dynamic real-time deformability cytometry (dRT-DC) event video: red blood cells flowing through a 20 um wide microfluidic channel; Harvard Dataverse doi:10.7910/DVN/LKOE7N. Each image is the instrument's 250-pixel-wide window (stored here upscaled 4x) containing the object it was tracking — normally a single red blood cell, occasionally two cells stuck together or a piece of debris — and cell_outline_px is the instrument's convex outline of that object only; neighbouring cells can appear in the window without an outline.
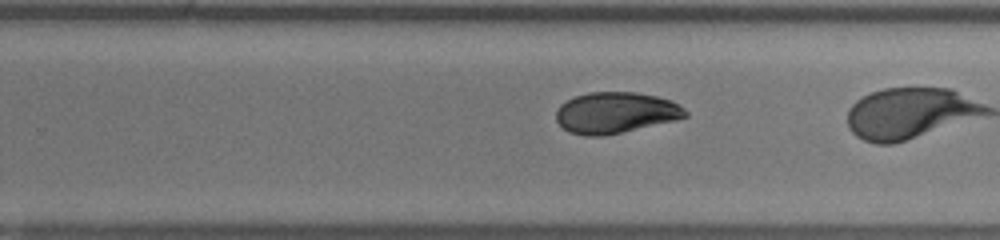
{"species": "human", "species_latin": "Homo sapiens", "temperature_condition": "room temperature", "stored_images_in_passage": 39, "camera_frame_rate_fps": 3000, "um_per_image_px": 0.085, "donor": {"sex": "female"}, "frame": {"image": 1, "passage_image": 32, "time_ms": 10.333, "image_size_px": [1000, 240], "cell_outline_px": [[688, 116], [676, 120], [620, 132], [600, 136], [584, 136], [568, 132], [556, 120], [556, 108], [560, 104], [576, 96], [588, 92], [636, 92], [656, 96], [672, 100], [680, 104], [688, 112]], "centroid_in_image_um": [52.33, 9.57], "position_along_channel_um": 277.5, "area_um2": 30.98}}